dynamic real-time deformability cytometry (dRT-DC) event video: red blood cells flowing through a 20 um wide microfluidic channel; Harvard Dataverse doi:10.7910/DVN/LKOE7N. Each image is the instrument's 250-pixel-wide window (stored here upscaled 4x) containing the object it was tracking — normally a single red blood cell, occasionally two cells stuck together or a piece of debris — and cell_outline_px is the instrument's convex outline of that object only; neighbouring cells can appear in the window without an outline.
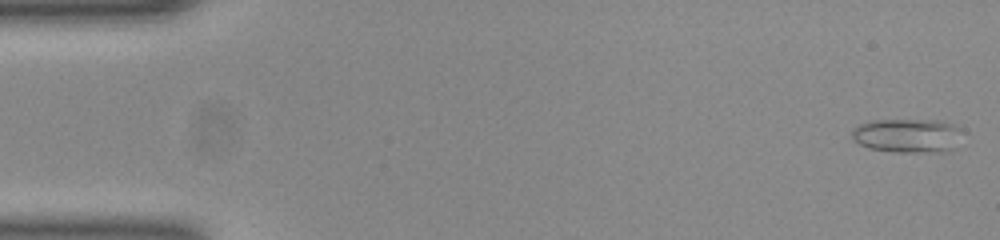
{"species": "common noctule bat (a hibernating species)", "species_latin": "Nyctalus noctula", "temperature_condition": "room temperature", "stored_images_in_passage": 51, "camera_frame_rate_fps": 3000, "um_per_image_px": 0.085, "animal": {"sex": "female", "body_mass_g": 23.0, "forearm_length_mm": 53.4}, "frame": {"image": 1, "passage_image": 1, "time_ms": 0.0, "image_size_px": [1000, 240], "cell_outline_px": [[960, 128], [952, 152], [900, 152], [868, 148], [860, 144], [852, 136], [852, 132], [860, 124], [868, 120], [940, 120], [952, 124]], "centroid_in_image_um": [77.13, 11.52], "position_along_channel_um": 7.9, "area_um2": 21.68}}
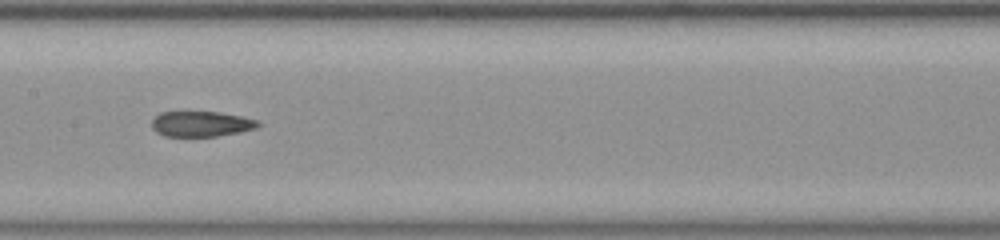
{"frame": {"image": 2, "passage_image": 25, "time_ms": 8.0, "image_size_px": [1000, 240], "cell_outline_px": [[260, 124], [256, 128], [240, 132], [216, 136], [164, 136], [156, 132], [152, 128], [152, 120], [160, 112], [188, 108], [220, 112], [240, 116], [256, 120]], "centroid_in_image_um": [17.02, 10.47], "position_along_channel_um": 190.4, "area_um2": 16.47}}
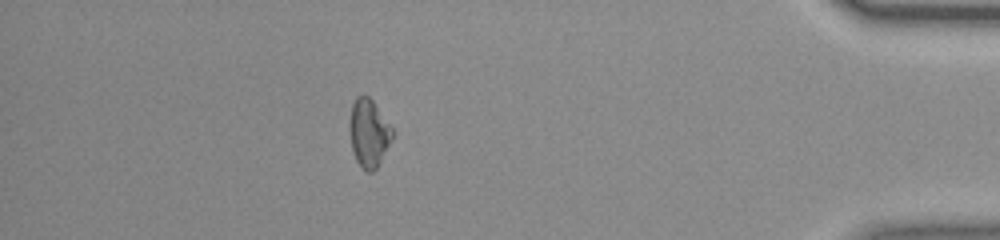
{"frame": {"image": 3, "passage_image": 45, "time_ms": 14.667, "image_size_px": [1000, 240], "cell_outline_px": [[396, 132], [376, 168], [372, 172], [368, 172], [356, 160], [352, 148], [348, 124], [352, 104], [356, 96], [368, 96], [372, 100]], "centroid_in_image_um": [31.35, 11.28], "position_along_channel_um": 403.8, "area_um2": 16.88}, "authors_computed_cell_mechanics": {"area_um2": 16.8776, "velocity_mm_per_s": 3.9442, "shape_relaxation_time_tau1_ms": null, "shape_relaxation_time_tau2_ms": 5.6281, "deformation_change_tau1": null, "deformation_change_tau2": 0.1307}}